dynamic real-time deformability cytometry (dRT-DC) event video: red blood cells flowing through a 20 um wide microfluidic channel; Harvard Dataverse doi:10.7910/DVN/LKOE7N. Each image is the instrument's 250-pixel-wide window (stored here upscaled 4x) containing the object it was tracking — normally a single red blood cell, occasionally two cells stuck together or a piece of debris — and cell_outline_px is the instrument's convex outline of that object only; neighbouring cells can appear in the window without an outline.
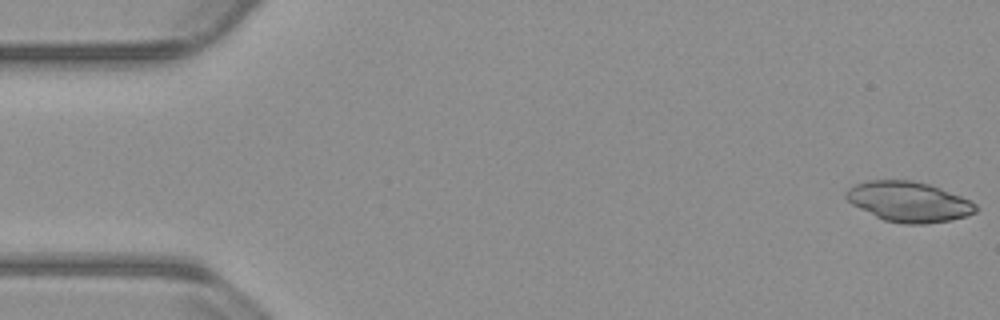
{"species": "common noctule bat (a hibernating species)", "species_latin": "Nyctalus noctula", "temperature_condition": "warm", "stored_images_in_passage": 53, "camera_frame_rate_fps": 3000, "um_per_image_px": 0.085, "animal": {"sex": "male", "body_mass_g": 23.1, "forearm_length_mm": 52.7}, "frame": {"image": 1, "passage_image": 1, "time_ms": 0.0, "image_size_px": [1000, 320], "cell_outline_px": [[980, 208], [976, 212], [968, 216], [948, 220], [924, 224], [904, 224], [884, 220], [852, 204], [844, 196], [844, 192], [848, 188], [856, 184], [868, 180], [912, 180], [928, 184], [940, 188], [960, 196], [976, 204]], "centroid_in_image_um": [77.24, 17.14], "position_along_channel_um": 7.8, "area_um2": 30.23}}